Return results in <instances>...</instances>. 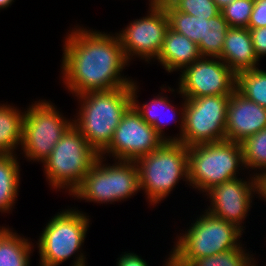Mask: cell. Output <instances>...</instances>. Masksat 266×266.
<instances>
[{
  "instance_id": "obj_9",
  "label": "cell",
  "mask_w": 266,
  "mask_h": 266,
  "mask_svg": "<svg viewBox=\"0 0 266 266\" xmlns=\"http://www.w3.org/2000/svg\"><path fill=\"white\" fill-rule=\"evenodd\" d=\"M39 99L26 108L21 152L27 161L43 162L73 124L50 100ZM23 150V151H22Z\"/></svg>"
},
{
  "instance_id": "obj_18",
  "label": "cell",
  "mask_w": 266,
  "mask_h": 266,
  "mask_svg": "<svg viewBox=\"0 0 266 266\" xmlns=\"http://www.w3.org/2000/svg\"><path fill=\"white\" fill-rule=\"evenodd\" d=\"M201 57L198 45L186 36L168 28L158 62L168 73L182 72Z\"/></svg>"
},
{
  "instance_id": "obj_3",
  "label": "cell",
  "mask_w": 266,
  "mask_h": 266,
  "mask_svg": "<svg viewBox=\"0 0 266 266\" xmlns=\"http://www.w3.org/2000/svg\"><path fill=\"white\" fill-rule=\"evenodd\" d=\"M187 228L176 236L178 240L164 266H187L194 259L229 251L241 244L240 228L206 211Z\"/></svg>"
},
{
  "instance_id": "obj_6",
  "label": "cell",
  "mask_w": 266,
  "mask_h": 266,
  "mask_svg": "<svg viewBox=\"0 0 266 266\" xmlns=\"http://www.w3.org/2000/svg\"><path fill=\"white\" fill-rule=\"evenodd\" d=\"M98 156L72 124L42 162L48 184L56 191L65 189L71 196L81 185Z\"/></svg>"
},
{
  "instance_id": "obj_14",
  "label": "cell",
  "mask_w": 266,
  "mask_h": 266,
  "mask_svg": "<svg viewBox=\"0 0 266 266\" xmlns=\"http://www.w3.org/2000/svg\"><path fill=\"white\" fill-rule=\"evenodd\" d=\"M250 179L234 178L207 190L204 196L211 202L206 212L217 218L231 222L243 232L244 219L247 218L256 194V180L253 174ZM252 175V176H251Z\"/></svg>"
},
{
  "instance_id": "obj_11",
  "label": "cell",
  "mask_w": 266,
  "mask_h": 266,
  "mask_svg": "<svg viewBox=\"0 0 266 266\" xmlns=\"http://www.w3.org/2000/svg\"><path fill=\"white\" fill-rule=\"evenodd\" d=\"M168 28L169 21L163 5L149 4L146 16L130 21L127 27L116 33L129 64L134 57L147 63L157 60Z\"/></svg>"
},
{
  "instance_id": "obj_32",
  "label": "cell",
  "mask_w": 266,
  "mask_h": 266,
  "mask_svg": "<svg viewBox=\"0 0 266 266\" xmlns=\"http://www.w3.org/2000/svg\"><path fill=\"white\" fill-rule=\"evenodd\" d=\"M256 196L261 200L266 201V170L262 172H256Z\"/></svg>"
},
{
  "instance_id": "obj_2",
  "label": "cell",
  "mask_w": 266,
  "mask_h": 266,
  "mask_svg": "<svg viewBox=\"0 0 266 266\" xmlns=\"http://www.w3.org/2000/svg\"><path fill=\"white\" fill-rule=\"evenodd\" d=\"M80 106L73 125L101 155L110 145L123 115L132 106L131 86L75 96Z\"/></svg>"
},
{
  "instance_id": "obj_1",
  "label": "cell",
  "mask_w": 266,
  "mask_h": 266,
  "mask_svg": "<svg viewBox=\"0 0 266 266\" xmlns=\"http://www.w3.org/2000/svg\"><path fill=\"white\" fill-rule=\"evenodd\" d=\"M64 39L61 80L70 94L79 96L131 86L134 80L122 75L130 64L116 33L77 25Z\"/></svg>"
},
{
  "instance_id": "obj_25",
  "label": "cell",
  "mask_w": 266,
  "mask_h": 266,
  "mask_svg": "<svg viewBox=\"0 0 266 266\" xmlns=\"http://www.w3.org/2000/svg\"><path fill=\"white\" fill-rule=\"evenodd\" d=\"M246 170L262 172L266 170V127L240 142ZM251 169V170H250Z\"/></svg>"
},
{
  "instance_id": "obj_28",
  "label": "cell",
  "mask_w": 266,
  "mask_h": 266,
  "mask_svg": "<svg viewBox=\"0 0 266 266\" xmlns=\"http://www.w3.org/2000/svg\"><path fill=\"white\" fill-rule=\"evenodd\" d=\"M175 10L189 15L210 19L220 13L213 0H168Z\"/></svg>"
},
{
  "instance_id": "obj_13",
  "label": "cell",
  "mask_w": 266,
  "mask_h": 266,
  "mask_svg": "<svg viewBox=\"0 0 266 266\" xmlns=\"http://www.w3.org/2000/svg\"><path fill=\"white\" fill-rule=\"evenodd\" d=\"M164 142L158 132L131 106L123 115L110 145L101 156H112L113 160L136 161L158 149Z\"/></svg>"
},
{
  "instance_id": "obj_23",
  "label": "cell",
  "mask_w": 266,
  "mask_h": 266,
  "mask_svg": "<svg viewBox=\"0 0 266 266\" xmlns=\"http://www.w3.org/2000/svg\"><path fill=\"white\" fill-rule=\"evenodd\" d=\"M235 90L244 98L266 108V71L257 67L238 73Z\"/></svg>"
},
{
  "instance_id": "obj_8",
  "label": "cell",
  "mask_w": 266,
  "mask_h": 266,
  "mask_svg": "<svg viewBox=\"0 0 266 266\" xmlns=\"http://www.w3.org/2000/svg\"><path fill=\"white\" fill-rule=\"evenodd\" d=\"M106 159L98 156L72 197L85 202L113 204L129 199L140 191L139 171L135 161L114 160L115 163L111 165L104 164Z\"/></svg>"
},
{
  "instance_id": "obj_35",
  "label": "cell",
  "mask_w": 266,
  "mask_h": 266,
  "mask_svg": "<svg viewBox=\"0 0 266 266\" xmlns=\"http://www.w3.org/2000/svg\"><path fill=\"white\" fill-rule=\"evenodd\" d=\"M168 0H149V4H162L164 2H167Z\"/></svg>"
},
{
  "instance_id": "obj_15",
  "label": "cell",
  "mask_w": 266,
  "mask_h": 266,
  "mask_svg": "<svg viewBox=\"0 0 266 266\" xmlns=\"http://www.w3.org/2000/svg\"><path fill=\"white\" fill-rule=\"evenodd\" d=\"M266 127V108L244 98L234 90L229 95L225 139L242 142Z\"/></svg>"
},
{
  "instance_id": "obj_4",
  "label": "cell",
  "mask_w": 266,
  "mask_h": 266,
  "mask_svg": "<svg viewBox=\"0 0 266 266\" xmlns=\"http://www.w3.org/2000/svg\"><path fill=\"white\" fill-rule=\"evenodd\" d=\"M89 225V216L77 208H67L52 216L36 242L38 266H60L74 255L72 266H87L82 246Z\"/></svg>"
},
{
  "instance_id": "obj_34",
  "label": "cell",
  "mask_w": 266,
  "mask_h": 266,
  "mask_svg": "<svg viewBox=\"0 0 266 266\" xmlns=\"http://www.w3.org/2000/svg\"><path fill=\"white\" fill-rule=\"evenodd\" d=\"M14 0H0V10H4L7 7L11 6Z\"/></svg>"
},
{
  "instance_id": "obj_26",
  "label": "cell",
  "mask_w": 266,
  "mask_h": 266,
  "mask_svg": "<svg viewBox=\"0 0 266 266\" xmlns=\"http://www.w3.org/2000/svg\"><path fill=\"white\" fill-rule=\"evenodd\" d=\"M242 245L216 255L194 259L187 266H258L254 254L250 255Z\"/></svg>"
},
{
  "instance_id": "obj_20",
  "label": "cell",
  "mask_w": 266,
  "mask_h": 266,
  "mask_svg": "<svg viewBox=\"0 0 266 266\" xmlns=\"http://www.w3.org/2000/svg\"><path fill=\"white\" fill-rule=\"evenodd\" d=\"M25 111L0 103V154L17 155L21 147Z\"/></svg>"
},
{
  "instance_id": "obj_10",
  "label": "cell",
  "mask_w": 266,
  "mask_h": 266,
  "mask_svg": "<svg viewBox=\"0 0 266 266\" xmlns=\"http://www.w3.org/2000/svg\"><path fill=\"white\" fill-rule=\"evenodd\" d=\"M229 95L185 98L184 130L179 142L191 145L225 140Z\"/></svg>"
},
{
  "instance_id": "obj_16",
  "label": "cell",
  "mask_w": 266,
  "mask_h": 266,
  "mask_svg": "<svg viewBox=\"0 0 266 266\" xmlns=\"http://www.w3.org/2000/svg\"><path fill=\"white\" fill-rule=\"evenodd\" d=\"M134 80L131 84V100H132V106L135 108V110L140 114V116L143 118V120L151 125L158 134L165 140V141H180L182 137V133L184 130V111H185V98H183L180 109L174 107L172 101L168 99L167 95H163V93H159L157 96H154L150 102H145L143 104L139 103L137 92H139L137 81ZM163 95V96H162ZM177 110V111H176ZM176 112V113H175ZM181 112V113H180ZM180 115L178 120L176 115ZM178 122L179 126V135L177 134L175 136H165L164 132V126H167L171 121Z\"/></svg>"
},
{
  "instance_id": "obj_5",
  "label": "cell",
  "mask_w": 266,
  "mask_h": 266,
  "mask_svg": "<svg viewBox=\"0 0 266 266\" xmlns=\"http://www.w3.org/2000/svg\"><path fill=\"white\" fill-rule=\"evenodd\" d=\"M139 187L149 205L160 204L180 180L188 184V147L179 141H165L158 149L138 158ZM147 195V196H146Z\"/></svg>"
},
{
  "instance_id": "obj_29",
  "label": "cell",
  "mask_w": 266,
  "mask_h": 266,
  "mask_svg": "<svg viewBox=\"0 0 266 266\" xmlns=\"http://www.w3.org/2000/svg\"><path fill=\"white\" fill-rule=\"evenodd\" d=\"M266 27V0H254L248 28Z\"/></svg>"
},
{
  "instance_id": "obj_30",
  "label": "cell",
  "mask_w": 266,
  "mask_h": 266,
  "mask_svg": "<svg viewBox=\"0 0 266 266\" xmlns=\"http://www.w3.org/2000/svg\"><path fill=\"white\" fill-rule=\"evenodd\" d=\"M253 47L259 61L266 56V27L249 28Z\"/></svg>"
},
{
  "instance_id": "obj_17",
  "label": "cell",
  "mask_w": 266,
  "mask_h": 266,
  "mask_svg": "<svg viewBox=\"0 0 266 266\" xmlns=\"http://www.w3.org/2000/svg\"><path fill=\"white\" fill-rule=\"evenodd\" d=\"M220 59L236 75L258 67L259 59L254 51L249 28L230 27L228 29Z\"/></svg>"
},
{
  "instance_id": "obj_22",
  "label": "cell",
  "mask_w": 266,
  "mask_h": 266,
  "mask_svg": "<svg viewBox=\"0 0 266 266\" xmlns=\"http://www.w3.org/2000/svg\"><path fill=\"white\" fill-rule=\"evenodd\" d=\"M228 22L220 12L215 17L205 19L204 38L198 44L202 57L220 58L226 33L229 29Z\"/></svg>"
},
{
  "instance_id": "obj_24",
  "label": "cell",
  "mask_w": 266,
  "mask_h": 266,
  "mask_svg": "<svg viewBox=\"0 0 266 266\" xmlns=\"http://www.w3.org/2000/svg\"><path fill=\"white\" fill-rule=\"evenodd\" d=\"M162 5L168 17L169 28L198 45L204 38L205 19L177 11L168 2Z\"/></svg>"
},
{
  "instance_id": "obj_19",
  "label": "cell",
  "mask_w": 266,
  "mask_h": 266,
  "mask_svg": "<svg viewBox=\"0 0 266 266\" xmlns=\"http://www.w3.org/2000/svg\"><path fill=\"white\" fill-rule=\"evenodd\" d=\"M33 245L30 238L0 226V266H30Z\"/></svg>"
},
{
  "instance_id": "obj_31",
  "label": "cell",
  "mask_w": 266,
  "mask_h": 266,
  "mask_svg": "<svg viewBox=\"0 0 266 266\" xmlns=\"http://www.w3.org/2000/svg\"><path fill=\"white\" fill-rule=\"evenodd\" d=\"M116 266H149L148 263L134 252H122L117 258Z\"/></svg>"
},
{
  "instance_id": "obj_33",
  "label": "cell",
  "mask_w": 266,
  "mask_h": 266,
  "mask_svg": "<svg viewBox=\"0 0 266 266\" xmlns=\"http://www.w3.org/2000/svg\"><path fill=\"white\" fill-rule=\"evenodd\" d=\"M215 2V4L217 5V7L221 10L223 9L225 6L229 5L230 3H232L234 0H213Z\"/></svg>"
},
{
  "instance_id": "obj_27",
  "label": "cell",
  "mask_w": 266,
  "mask_h": 266,
  "mask_svg": "<svg viewBox=\"0 0 266 266\" xmlns=\"http://www.w3.org/2000/svg\"><path fill=\"white\" fill-rule=\"evenodd\" d=\"M254 0H234L220 12L229 27L248 28L253 10Z\"/></svg>"
},
{
  "instance_id": "obj_12",
  "label": "cell",
  "mask_w": 266,
  "mask_h": 266,
  "mask_svg": "<svg viewBox=\"0 0 266 266\" xmlns=\"http://www.w3.org/2000/svg\"><path fill=\"white\" fill-rule=\"evenodd\" d=\"M177 94L184 98L230 95L236 74L220 59L200 57L179 74Z\"/></svg>"
},
{
  "instance_id": "obj_21",
  "label": "cell",
  "mask_w": 266,
  "mask_h": 266,
  "mask_svg": "<svg viewBox=\"0 0 266 266\" xmlns=\"http://www.w3.org/2000/svg\"><path fill=\"white\" fill-rule=\"evenodd\" d=\"M13 154H0V212L15 208L20 187V162ZM12 210V211H11Z\"/></svg>"
},
{
  "instance_id": "obj_7",
  "label": "cell",
  "mask_w": 266,
  "mask_h": 266,
  "mask_svg": "<svg viewBox=\"0 0 266 266\" xmlns=\"http://www.w3.org/2000/svg\"><path fill=\"white\" fill-rule=\"evenodd\" d=\"M244 169L239 142L225 139L188 147V186L201 193L225 181L239 178L237 174Z\"/></svg>"
}]
</instances>
